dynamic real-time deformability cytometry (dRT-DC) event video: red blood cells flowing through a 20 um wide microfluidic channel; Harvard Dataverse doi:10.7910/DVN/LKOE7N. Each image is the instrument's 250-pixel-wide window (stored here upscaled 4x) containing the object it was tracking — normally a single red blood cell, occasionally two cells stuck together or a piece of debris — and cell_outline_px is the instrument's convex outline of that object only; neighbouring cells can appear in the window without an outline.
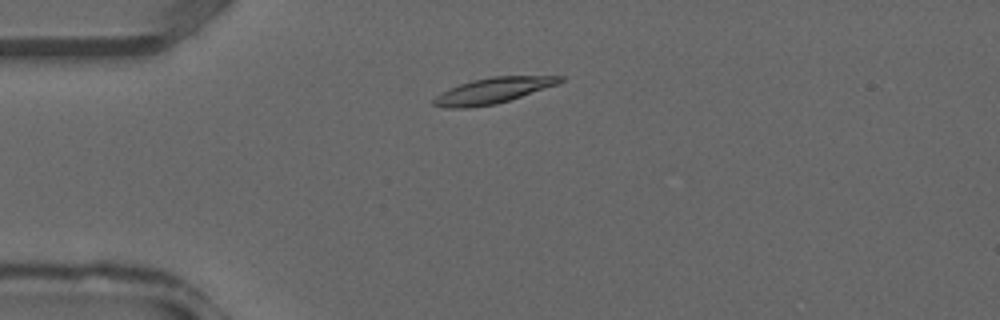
{"species": "common noctule bat (a hibernating species)", "species_latin": "Nyctalus noctula", "temperature_condition": "warm", "stored_images_in_passage": 34, "camera_frame_rate_fps": 3000, "um_per_image_px": 0.085, "animal": {"sex": "male", "forearm_length_mm": 52.5}, "frame": {"image": 1, "passage_image": 6, "time_ms": 1.667, "image_size_px": [1000, 320], "cell_outline_px": [[564, 80], [556, 84], [496, 104], [468, 108], [444, 108], [432, 104], [432, 100], [440, 92], [460, 84], [472, 80], [492, 76], [564, 76]], "centroid_in_image_um": [41.82, 7.7], "position_along_channel_um": 43.2, "area_um2": 18.67}}
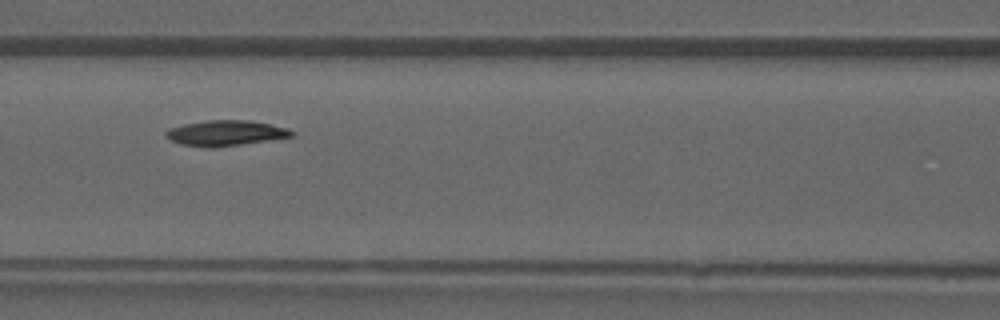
{"frame": {"image": 2, "passage_image": 13, "time_ms": 4.0, "image_size_px": [1000, 320], "cell_outline_px": [[296, 136], [212, 148], [204, 148], [180, 144], [172, 140], [164, 132], [168, 128], [184, 124], [208, 120], [248, 120], [288, 128], [296, 132]], "centroid_in_image_um": [19.19, 11.31], "position_along_channel_um": 147.4, "area_um2": 18.61}}
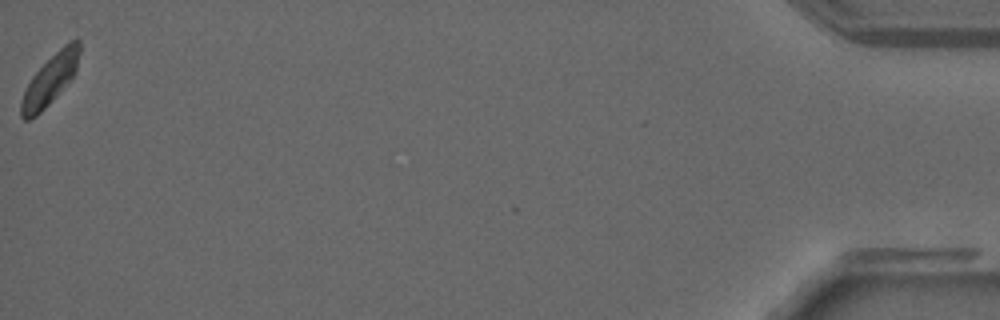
{"frame": {"image": 3, "passage_image": 34, "time_ms": 11.0, "image_size_px": [1000, 320], "cell_outline_px": [[80, 52], [76, 72], [72, 80], [36, 116], [28, 120], [24, 120], [20, 116], [20, 100], [32, 76], [68, 40], [76, 36], [80, 40]], "centroid_in_image_um": [4.3, 6.75], "position_along_channel_um": 430.9, "area_um2": 17.17}}